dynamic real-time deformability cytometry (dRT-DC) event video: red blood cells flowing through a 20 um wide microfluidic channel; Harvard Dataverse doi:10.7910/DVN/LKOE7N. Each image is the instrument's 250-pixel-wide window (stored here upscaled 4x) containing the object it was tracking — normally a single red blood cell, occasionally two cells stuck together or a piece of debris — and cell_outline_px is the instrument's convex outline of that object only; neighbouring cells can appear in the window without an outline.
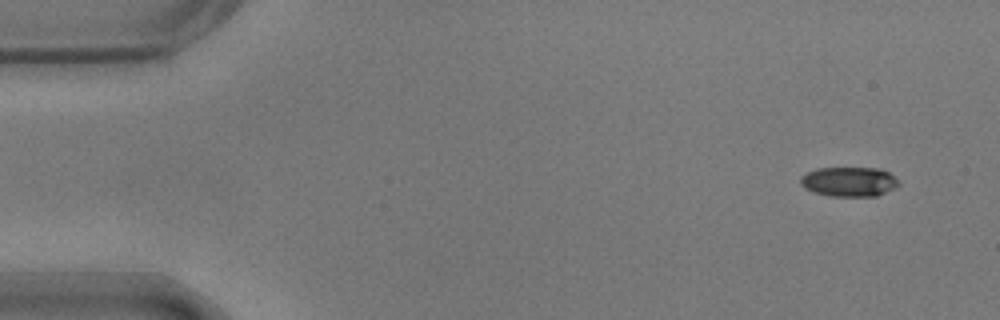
{"species": "common noctule bat (a hibernating species)", "species_latin": "Nyctalus noctula", "temperature_condition": "warm", "stored_images_in_passage": 43, "camera_frame_rate_fps": 3000, "um_per_image_px": 0.085, "animal": {"sex": "male", "body_mass_g": 17.9}, "frame": {"image": 1, "passage_image": 3, "time_ms": 0.667, "image_size_px": [1000, 320], "cell_outline_px": [[900, 184], [896, 188], [876, 196], [828, 196], [812, 192], [804, 188], [800, 184], [800, 176], [816, 168], [880, 168], [888, 172]], "centroid_in_image_um": [72.13, 15.45], "position_along_channel_um": 12.9, "area_um2": 17.05}}
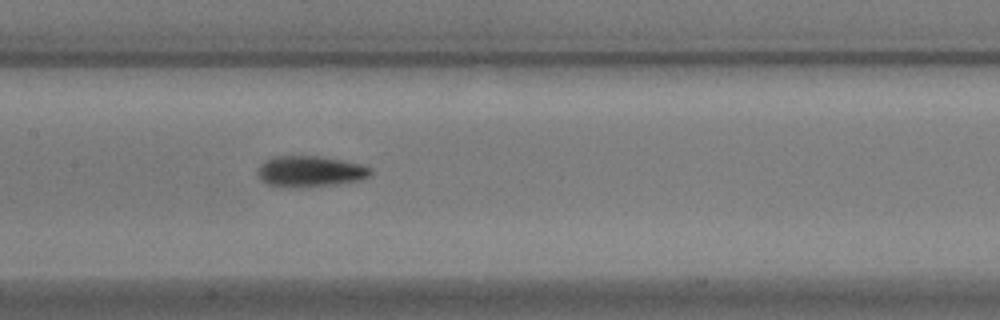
{"frame": {"image": 2, "passage_image": 26, "time_ms": 8.333, "image_size_px": [1000, 320], "cell_outline_px": [[372, 172], [368, 176], [360, 180], [336, 184], [300, 188], [280, 188], [268, 184], [260, 180], [256, 172], [260, 164], [272, 156], [320, 156], [344, 160], [360, 164], [372, 168]], "centroid_in_image_um": [26.31, 14.58], "position_along_channel_um": 181.1, "area_um2": 20.81}}
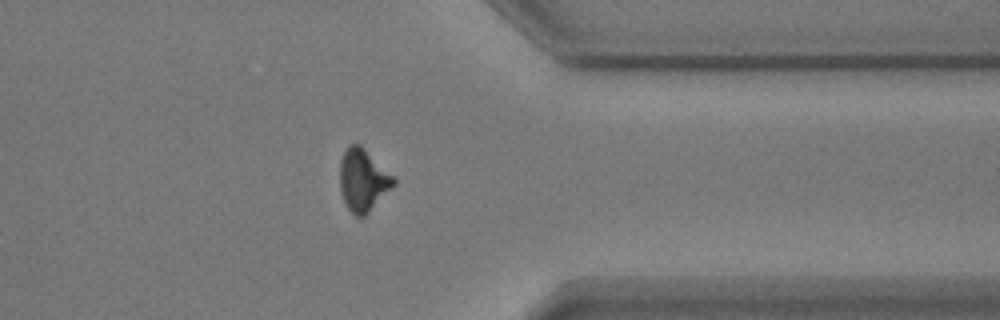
{"frame": {"image": 3, "passage_image": 43, "time_ms": 14.0, "image_size_px": [1000, 320], "cell_outline_px": [[396, 184], [364, 216], [356, 216], [348, 208], [340, 192], [340, 160], [348, 144], [360, 144], [396, 180]], "centroid_in_image_um": [30.83, 15.3], "position_along_channel_um": 380.6, "area_um2": 19.13}, "authors_computed_cell_mechanics": {"area_um2": 19.363, "velocity_mm_per_s": 3.6882, "shape_relaxation_time_tau1_ms": 3.6175, "shape_relaxation_time_tau2_ms": 3.1478, "deformation_change_tau1": 0.1462, "deformation_change_tau2": 0.1074}}